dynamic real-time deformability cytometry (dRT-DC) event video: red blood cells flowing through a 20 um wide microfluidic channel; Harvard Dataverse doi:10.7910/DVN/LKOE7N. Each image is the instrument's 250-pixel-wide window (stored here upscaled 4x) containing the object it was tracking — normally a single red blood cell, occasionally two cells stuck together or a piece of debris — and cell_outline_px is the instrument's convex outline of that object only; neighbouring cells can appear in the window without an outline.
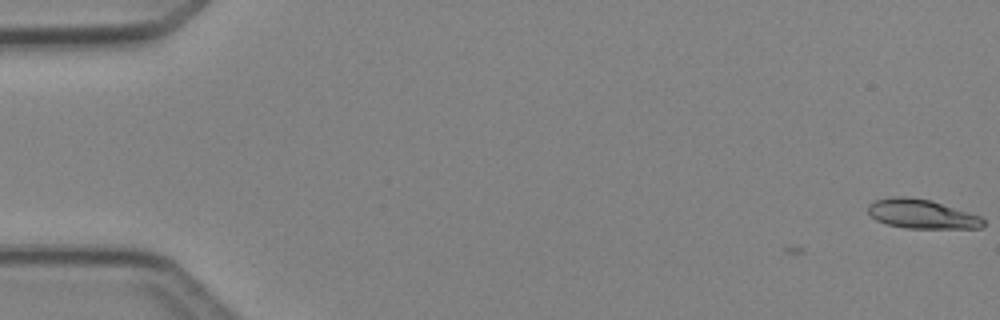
{"species": "Egyptian fruit bat (a non-hibernating species)", "species_latin": "Rousettus aegyptiacus", "temperature_condition": "cold", "stored_images_in_passage": 4, "camera_frame_rate_fps": 3000, "um_per_image_px": 0.085, "animal": {"sex": "female"}, "frame": {"image": 1, "passage_image": 1, "time_ms": 0.0, "image_size_px": [1000, 320], "cell_outline_px": [[984, 224], [980, 228], [904, 228], [888, 224], [876, 220], [868, 212], [868, 204], [872, 200], [892, 196], [908, 196], [932, 200], [980, 216], [984, 220]], "centroid_in_image_um": [78.31, 18.17], "position_along_channel_um": 6.7, "area_um2": 19.71}}